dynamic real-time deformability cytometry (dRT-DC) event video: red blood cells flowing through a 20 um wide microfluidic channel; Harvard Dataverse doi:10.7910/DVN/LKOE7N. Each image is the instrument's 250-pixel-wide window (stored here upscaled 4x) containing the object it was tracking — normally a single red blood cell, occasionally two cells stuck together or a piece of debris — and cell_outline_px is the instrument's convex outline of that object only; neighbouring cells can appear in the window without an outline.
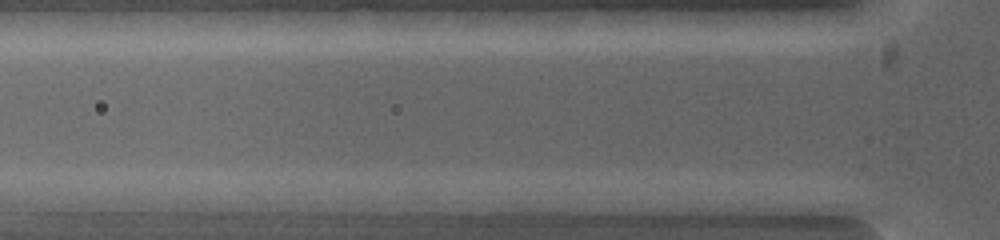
{"species": "common noctule bat (a hibernating species)", "species_latin": "Nyctalus noctula", "temperature_condition": "warm", "stored_images_in_passage": 4, "camera_frame_rate_fps": 5000, "um_per_image_px": 0.085, "animal": {"sex": "female", "body_mass_g": 19.0, "forearm_length_mm": 53.3}, "frame": {"image": 1, "passage_image": 4, "time_ms": 2.0, "image_size_px": [1000, 240], "cell_outline_px": [[780, 216], [768, 216], [688, 208], [672, 200], [672, 196], [676, 192], [752, 192], [776, 200]], "centroid_in_image_um": [61.96, 17.21], "position_along_channel_um": 63.8, "area_um2": 13.81}}